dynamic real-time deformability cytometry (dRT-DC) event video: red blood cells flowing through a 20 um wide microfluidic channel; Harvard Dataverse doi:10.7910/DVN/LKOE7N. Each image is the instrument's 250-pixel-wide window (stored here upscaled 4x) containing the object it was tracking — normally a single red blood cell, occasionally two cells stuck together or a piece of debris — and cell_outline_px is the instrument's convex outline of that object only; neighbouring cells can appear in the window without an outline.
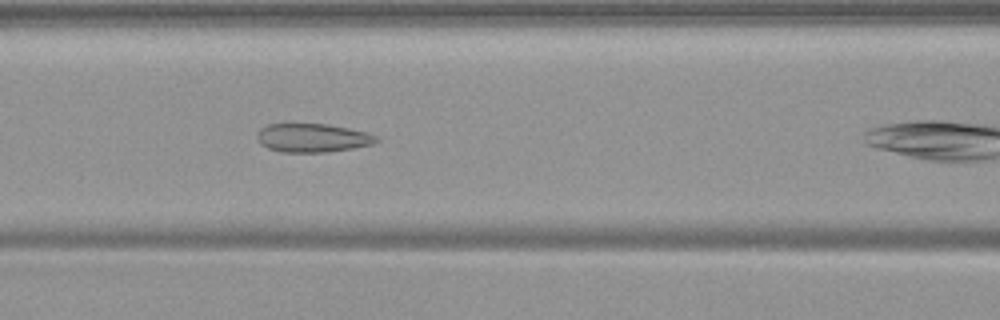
{"species": "common noctule bat (a hibernating species)", "species_latin": "Nyctalus noctula", "temperature_condition": "warm", "stored_images_in_passage": 29, "camera_frame_rate_fps": 3000, "um_per_image_px": 0.085, "animal": {"sex": "female", "body_mass_g": 19.9}, "frame": {"image": 1, "passage_image": 8, "time_ms": 2.333, "image_size_px": [1000, 320], "cell_outline_px": [[380, 140], [372, 144], [352, 148], [328, 152], [280, 152], [268, 148], [260, 144], [256, 136], [260, 128], [268, 124], [328, 124], [368, 132], [376, 136]], "centroid_in_image_um": [26.55, 11.72], "position_along_channel_um": 140.0, "area_um2": 19.94}}
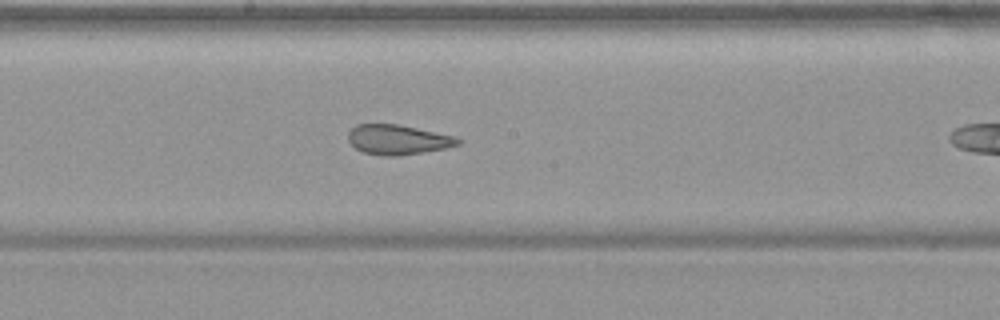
{"frame": {"image": 2, "passage_image": 14, "time_ms": 4.333, "image_size_px": [1000, 320], "cell_outline_px": [[464, 140], [460, 144], [444, 148], [424, 152], [396, 156], [384, 156], [364, 152], [356, 148], [348, 140], [348, 132], [356, 124], [396, 124], [456, 136]], "centroid_in_image_um": [33.84, 11.87], "position_along_channel_um": 214.4, "area_um2": 19.02}}
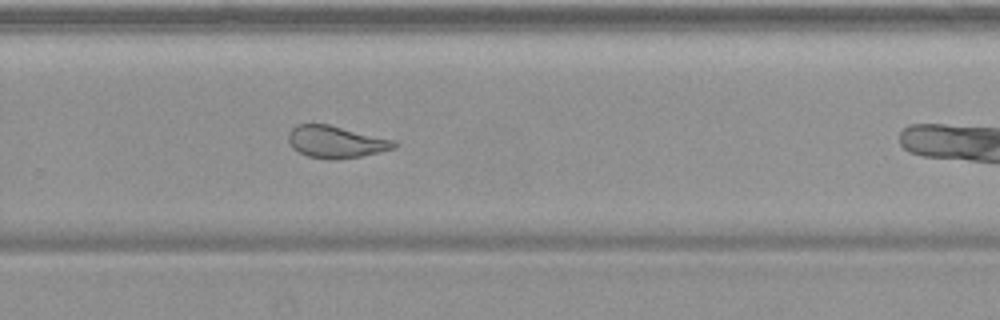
{"frame": {"image": 3, "passage_image": 21, "time_ms": 6.667, "image_size_px": [1000, 320], "cell_outline_px": [[400, 144], [396, 148], [380, 152], [360, 156], [336, 160], [328, 160], [308, 156], [292, 148], [288, 140], [288, 132], [296, 124], [328, 124], [396, 140]], "centroid_in_image_um": [28.58, 12.06], "position_along_channel_um": 301.2, "area_um2": 20.0}}